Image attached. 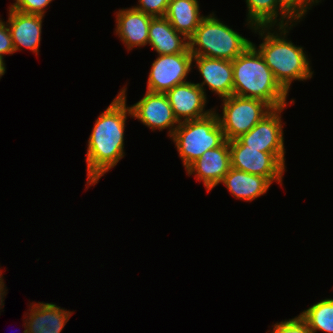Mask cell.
<instances>
[{"instance_id": "cb8c5ba5", "label": "cell", "mask_w": 333, "mask_h": 333, "mask_svg": "<svg viewBox=\"0 0 333 333\" xmlns=\"http://www.w3.org/2000/svg\"><path fill=\"white\" fill-rule=\"evenodd\" d=\"M170 0H139L137 10L152 17H164Z\"/></svg>"}, {"instance_id": "9a60e30c", "label": "cell", "mask_w": 333, "mask_h": 333, "mask_svg": "<svg viewBox=\"0 0 333 333\" xmlns=\"http://www.w3.org/2000/svg\"><path fill=\"white\" fill-rule=\"evenodd\" d=\"M116 34L128 50L148 44L149 27L152 16L136 8L121 9L116 14Z\"/></svg>"}, {"instance_id": "603a6c76", "label": "cell", "mask_w": 333, "mask_h": 333, "mask_svg": "<svg viewBox=\"0 0 333 333\" xmlns=\"http://www.w3.org/2000/svg\"><path fill=\"white\" fill-rule=\"evenodd\" d=\"M10 8L25 14H34L44 16L45 7L52 0H15Z\"/></svg>"}, {"instance_id": "83f0119b", "label": "cell", "mask_w": 333, "mask_h": 333, "mask_svg": "<svg viewBox=\"0 0 333 333\" xmlns=\"http://www.w3.org/2000/svg\"><path fill=\"white\" fill-rule=\"evenodd\" d=\"M4 57L0 56V78L2 77V75L5 74V63H4Z\"/></svg>"}, {"instance_id": "8992f818", "label": "cell", "mask_w": 333, "mask_h": 333, "mask_svg": "<svg viewBox=\"0 0 333 333\" xmlns=\"http://www.w3.org/2000/svg\"><path fill=\"white\" fill-rule=\"evenodd\" d=\"M223 116L217 113L219 124L227 141L249 132L273 108L263 100L231 95L223 100Z\"/></svg>"}, {"instance_id": "8fae6325", "label": "cell", "mask_w": 333, "mask_h": 333, "mask_svg": "<svg viewBox=\"0 0 333 333\" xmlns=\"http://www.w3.org/2000/svg\"><path fill=\"white\" fill-rule=\"evenodd\" d=\"M165 94L179 123L182 118L185 122L203 118L213 112L212 109L204 111L206 94L196 83L176 85Z\"/></svg>"}, {"instance_id": "e0dca14e", "label": "cell", "mask_w": 333, "mask_h": 333, "mask_svg": "<svg viewBox=\"0 0 333 333\" xmlns=\"http://www.w3.org/2000/svg\"><path fill=\"white\" fill-rule=\"evenodd\" d=\"M30 305L31 312L25 320L26 330L23 333H60L72 314L53 303L39 302Z\"/></svg>"}, {"instance_id": "ffe728a7", "label": "cell", "mask_w": 333, "mask_h": 333, "mask_svg": "<svg viewBox=\"0 0 333 333\" xmlns=\"http://www.w3.org/2000/svg\"><path fill=\"white\" fill-rule=\"evenodd\" d=\"M198 0H170L165 18L188 39L205 16H200Z\"/></svg>"}, {"instance_id": "d4e9b609", "label": "cell", "mask_w": 333, "mask_h": 333, "mask_svg": "<svg viewBox=\"0 0 333 333\" xmlns=\"http://www.w3.org/2000/svg\"><path fill=\"white\" fill-rule=\"evenodd\" d=\"M6 22L0 20V56L15 52L13 40Z\"/></svg>"}, {"instance_id": "44dd1931", "label": "cell", "mask_w": 333, "mask_h": 333, "mask_svg": "<svg viewBox=\"0 0 333 333\" xmlns=\"http://www.w3.org/2000/svg\"><path fill=\"white\" fill-rule=\"evenodd\" d=\"M300 316L306 321L312 333L321 330L333 333V299L327 298L313 304L303 311Z\"/></svg>"}, {"instance_id": "52a82bcc", "label": "cell", "mask_w": 333, "mask_h": 333, "mask_svg": "<svg viewBox=\"0 0 333 333\" xmlns=\"http://www.w3.org/2000/svg\"><path fill=\"white\" fill-rule=\"evenodd\" d=\"M285 107L273 109L249 132L242 134L236 140L249 148L261 149V152L271 153L285 167V149L281 112Z\"/></svg>"}, {"instance_id": "484cf974", "label": "cell", "mask_w": 333, "mask_h": 333, "mask_svg": "<svg viewBox=\"0 0 333 333\" xmlns=\"http://www.w3.org/2000/svg\"><path fill=\"white\" fill-rule=\"evenodd\" d=\"M300 19L319 0H282ZM312 4V5H311ZM309 6V7H308Z\"/></svg>"}, {"instance_id": "2e32d148", "label": "cell", "mask_w": 333, "mask_h": 333, "mask_svg": "<svg viewBox=\"0 0 333 333\" xmlns=\"http://www.w3.org/2000/svg\"><path fill=\"white\" fill-rule=\"evenodd\" d=\"M246 3L248 8L247 24L250 25L251 29L255 27H274L279 21L277 19L279 14L281 20L276 25L279 27L288 26V23H291V28L293 26L292 22L300 19L282 0H246ZM279 9L281 13H278ZM284 20H286L285 23Z\"/></svg>"}, {"instance_id": "6da1fadb", "label": "cell", "mask_w": 333, "mask_h": 333, "mask_svg": "<svg viewBox=\"0 0 333 333\" xmlns=\"http://www.w3.org/2000/svg\"><path fill=\"white\" fill-rule=\"evenodd\" d=\"M126 88L111 102L97 118L88 140L86 154L87 185L98 180L124 157V130L130 107H126Z\"/></svg>"}, {"instance_id": "7c38bea8", "label": "cell", "mask_w": 333, "mask_h": 333, "mask_svg": "<svg viewBox=\"0 0 333 333\" xmlns=\"http://www.w3.org/2000/svg\"><path fill=\"white\" fill-rule=\"evenodd\" d=\"M230 168L229 141L226 140L221 146L204 152L186 171L188 176L195 173V178L202 180L207 191H210L222 182Z\"/></svg>"}, {"instance_id": "ac0fdd59", "label": "cell", "mask_w": 333, "mask_h": 333, "mask_svg": "<svg viewBox=\"0 0 333 333\" xmlns=\"http://www.w3.org/2000/svg\"><path fill=\"white\" fill-rule=\"evenodd\" d=\"M148 43L158 55L190 52L189 39L177 32L165 17L152 18Z\"/></svg>"}, {"instance_id": "4fadbf2b", "label": "cell", "mask_w": 333, "mask_h": 333, "mask_svg": "<svg viewBox=\"0 0 333 333\" xmlns=\"http://www.w3.org/2000/svg\"><path fill=\"white\" fill-rule=\"evenodd\" d=\"M198 70L203 77L202 83H196L204 91L207 84L210 90L221 98L233 95V67L232 61L226 59L193 56Z\"/></svg>"}, {"instance_id": "30bf717a", "label": "cell", "mask_w": 333, "mask_h": 333, "mask_svg": "<svg viewBox=\"0 0 333 333\" xmlns=\"http://www.w3.org/2000/svg\"><path fill=\"white\" fill-rule=\"evenodd\" d=\"M131 117L139 119L152 130L169 128L170 138L179 124L165 93L146 91L145 96L130 107ZM175 125V126H174Z\"/></svg>"}, {"instance_id": "d6986e66", "label": "cell", "mask_w": 333, "mask_h": 333, "mask_svg": "<svg viewBox=\"0 0 333 333\" xmlns=\"http://www.w3.org/2000/svg\"><path fill=\"white\" fill-rule=\"evenodd\" d=\"M230 193L238 199L252 201L265 194L271 183L262 176L230 168L222 182Z\"/></svg>"}, {"instance_id": "5bb4252c", "label": "cell", "mask_w": 333, "mask_h": 333, "mask_svg": "<svg viewBox=\"0 0 333 333\" xmlns=\"http://www.w3.org/2000/svg\"><path fill=\"white\" fill-rule=\"evenodd\" d=\"M43 17L21 13L9 7V17L6 23L13 40L15 52L20 50V47H24L38 54Z\"/></svg>"}, {"instance_id": "277c9868", "label": "cell", "mask_w": 333, "mask_h": 333, "mask_svg": "<svg viewBox=\"0 0 333 333\" xmlns=\"http://www.w3.org/2000/svg\"><path fill=\"white\" fill-rule=\"evenodd\" d=\"M251 43L212 13L203 18L195 33L189 38V50L193 56L233 61Z\"/></svg>"}, {"instance_id": "7402d4cb", "label": "cell", "mask_w": 333, "mask_h": 333, "mask_svg": "<svg viewBox=\"0 0 333 333\" xmlns=\"http://www.w3.org/2000/svg\"><path fill=\"white\" fill-rule=\"evenodd\" d=\"M271 333H312L306 321L299 315L287 321L274 324Z\"/></svg>"}, {"instance_id": "5b68a950", "label": "cell", "mask_w": 333, "mask_h": 333, "mask_svg": "<svg viewBox=\"0 0 333 333\" xmlns=\"http://www.w3.org/2000/svg\"><path fill=\"white\" fill-rule=\"evenodd\" d=\"M171 138L186 169L204 152L217 148L226 141L214 110L203 118L182 121Z\"/></svg>"}, {"instance_id": "3957f363", "label": "cell", "mask_w": 333, "mask_h": 333, "mask_svg": "<svg viewBox=\"0 0 333 333\" xmlns=\"http://www.w3.org/2000/svg\"><path fill=\"white\" fill-rule=\"evenodd\" d=\"M271 28L255 27L253 29L255 33L259 32L261 38L264 37V41L257 50L273 72L275 79L288 92L293 80L310 79L313 71H311L310 62L303 51V47L295 46L291 41L285 39L290 28L288 26L278 27L279 32L282 30L279 34L268 31Z\"/></svg>"}, {"instance_id": "4316f807", "label": "cell", "mask_w": 333, "mask_h": 333, "mask_svg": "<svg viewBox=\"0 0 333 333\" xmlns=\"http://www.w3.org/2000/svg\"><path fill=\"white\" fill-rule=\"evenodd\" d=\"M1 271V270H0ZM2 273L0 272V305L1 306H3L4 305V303H3V297H4V295H6V289L4 288L5 286V284H4V282H3V278H2ZM1 306H0V309H1Z\"/></svg>"}, {"instance_id": "7a4b0ae2", "label": "cell", "mask_w": 333, "mask_h": 333, "mask_svg": "<svg viewBox=\"0 0 333 333\" xmlns=\"http://www.w3.org/2000/svg\"><path fill=\"white\" fill-rule=\"evenodd\" d=\"M233 95L265 101L273 109L286 107L288 92L275 79L255 44L232 61Z\"/></svg>"}, {"instance_id": "ba28073f", "label": "cell", "mask_w": 333, "mask_h": 333, "mask_svg": "<svg viewBox=\"0 0 333 333\" xmlns=\"http://www.w3.org/2000/svg\"><path fill=\"white\" fill-rule=\"evenodd\" d=\"M229 149L232 168L282 184L285 167L271 153L241 145L236 139L229 141Z\"/></svg>"}, {"instance_id": "9c48e42d", "label": "cell", "mask_w": 333, "mask_h": 333, "mask_svg": "<svg viewBox=\"0 0 333 333\" xmlns=\"http://www.w3.org/2000/svg\"><path fill=\"white\" fill-rule=\"evenodd\" d=\"M193 55L190 52L158 55L152 63L148 77L147 91L166 93L183 84L192 69Z\"/></svg>"}]
</instances>
